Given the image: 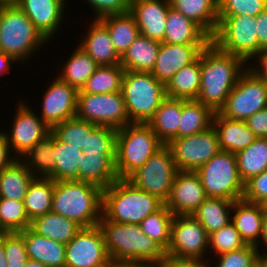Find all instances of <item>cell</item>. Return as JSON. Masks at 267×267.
Segmentation results:
<instances>
[{
    "label": "cell",
    "instance_id": "obj_1",
    "mask_svg": "<svg viewBox=\"0 0 267 267\" xmlns=\"http://www.w3.org/2000/svg\"><path fill=\"white\" fill-rule=\"evenodd\" d=\"M247 66L237 55L223 52L210 42L200 52L201 82L196 100L219 112Z\"/></svg>",
    "mask_w": 267,
    "mask_h": 267
},
{
    "label": "cell",
    "instance_id": "obj_55",
    "mask_svg": "<svg viewBox=\"0 0 267 267\" xmlns=\"http://www.w3.org/2000/svg\"><path fill=\"white\" fill-rule=\"evenodd\" d=\"M253 60L254 62L251 61L248 64V68L260 77L267 85V49H263Z\"/></svg>",
    "mask_w": 267,
    "mask_h": 267
},
{
    "label": "cell",
    "instance_id": "obj_16",
    "mask_svg": "<svg viewBox=\"0 0 267 267\" xmlns=\"http://www.w3.org/2000/svg\"><path fill=\"white\" fill-rule=\"evenodd\" d=\"M110 260L101 229L81 228L66 244L65 267H102Z\"/></svg>",
    "mask_w": 267,
    "mask_h": 267
},
{
    "label": "cell",
    "instance_id": "obj_30",
    "mask_svg": "<svg viewBox=\"0 0 267 267\" xmlns=\"http://www.w3.org/2000/svg\"><path fill=\"white\" fill-rule=\"evenodd\" d=\"M182 114V99H166L160 104L148 125L158 136L159 140L167 145L174 138H178V125Z\"/></svg>",
    "mask_w": 267,
    "mask_h": 267
},
{
    "label": "cell",
    "instance_id": "obj_57",
    "mask_svg": "<svg viewBox=\"0 0 267 267\" xmlns=\"http://www.w3.org/2000/svg\"><path fill=\"white\" fill-rule=\"evenodd\" d=\"M256 28L261 50L267 49V8L256 17Z\"/></svg>",
    "mask_w": 267,
    "mask_h": 267
},
{
    "label": "cell",
    "instance_id": "obj_56",
    "mask_svg": "<svg viewBox=\"0 0 267 267\" xmlns=\"http://www.w3.org/2000/svg\"><path fill=\"white\" fill-rule=\"evenodd\" d=\"M16 159L10 149L6 136L0 131V171L10 166Z\"/></svg>",
    "mask_w": 267,
    "mask_h": 267
},
{
    "label": "cell",
    "instance_id": "obj_24",
    "mask_svg": "<svg viewBox=\"0 0 267 267\" xmlns=\"http://www.w3.org/2000/svg\"><path fill=\"white\" fill-rule=\"evenodd\" d=\"M163 42L175 45H208L211 37L195 22L170 7Z\"/></svg>",
    "mask_w": 267,
    "mask_h": 267
},
{
    "label": "cell",
    "instance_id": "obj_66",
    "mask_svg": "<svg viewBox=\"0 0 267 267\" xmlns=\"http://www.w3.org/2000/svg\"><path fill=\"white\" fill-rule=\"evenodd\" d=\"M102 267H118V262L116 261H109L106 265Z\"/></svg>",
    "mask_w": 267,
    "mask_h": 267
},
{
    "label": "cell",
    "instance_id": "obj_12",
    "mask_svg": "<svg viewBox=\"0 0 267 267\" xmlns=\"http://www.w3.org/2000/svg\"><path fill=\"white\" fill-rule=\"evenodd\" d=\"M75 117L97 126L115 129L131 123L121 91L105 94L78 93Z\"/></svg>",
    "mask_w": 267,
    "mask_h": 267
},
{
    "label": "cell",
    "instance_id": "obj_44",
    "mask_svg": "<svg viewBox=\"0 0 267 267\" xmlns=\"http://www.w3.org/2000/svg\"><path fill=\"white\" fill-rule=\"evenodd\" d=\"M96 127L97 125L92 122L74 117L55 125L51 129V133L62 143L71 144L83 150V147L86 146L87 135Z\"/></svg>",
    "mask_w": 267,
    "mask_h": 267
},
{
    "label": "cell",
    "instance_id": "obj_3",
    "mask_svg": "<svg viewBox=\"0 0 267 267\" xmlns=\"http://www.w3.org/2000/svg\"><path fill=\"white\" fill-rule=\"evenodd\" d=\"M103 190L78 180L54 181L52 212L73 220L82 228L98 225L102 216Z\"/></svg>",
    "mask_w": 267,
    "mask_h": 267
},
{
    "label": "cell",
    "instance_id": "obj_63",
    "mask_svg": "<svg viewBox=\"0 0 267 267\" xmlns=\"http://www.w3.org/2000/svg\"><path fill=\"white\" fill-rule=\"evenodd\" d=\"M24 267H47V266L40 263L39 261L28 259Z\"/></svg>",
    "mask_w": 267,
    "mask_h": 267
},
{
    "label": "cell",
    "instance_id": "obj_38",
    "mask_svg": "<svg viewBox=\"0 0 267 267\" xmlns=\"http://www.w3.org/2000/svg\"><path fill=\"white\" fill-rule=\"evenodd\" d=\"M214 112L197 100L182 99V114L178 125V138L206 131L212 126Z\"/></svg>",
    "mask_w": 267,
    "mask_h": 267
},
{
    "label": "cell",
    "instance_id": "obj_14",
    "mask_svg": "<svg viewBox=\"0 0 267 267\" xmlns=\"http://www.w3.org/2000/svg\"><path fill=\"white\" fill-rule=\"evenodd\" d=\"M179 171H196L221 151L213 126L206 131L182 138H174L166 145Z\"/></svg>",
    "mask_w": 267,
    "mask_h": 267
},
{
    "label": "cell",
    "instance_id": "obj_50",
    "mask_svg": "<svg viewBox=\"0 0 267 267\" xmlns=\"http://www.w3.org/2000/svg\"><path fill=\"white\" fill-rule=\"evenodd\" d=\"M267 8V0H218V16L256 17Z\"/></svg>",
    "mask_w": 267,
    "mask_h": 267
},
{
    "label": "cell",
    "instance_id": "obj_32",
    "mask_svg": "<svg viewBox=\"0 0 267 267\" xmlns=\"http://www.w3.org/2000/svg\"><path fill=\"white\" fill-rule=\"evenodd\" d=\"M30 228L41 236L66 245L82 227L73 220L51 211L32 220Z\"/></svg>",
    "mask_w": 267,
    "mask_h": 267
},
{
    "label": "cell",
    "instance_id": "obj_35",
    "mask_svg": "<svg viewBox=\"0 0 267 267\" xmlns=\"http://www.w3.org/2000/svg\"><path fill=\"white\" fill-rule=\"evenodd\" d=\"M35 176L20 160L0 171V198L24 201L28 186Z\"/></svg>",
    "mask_w": 267,
    "mask_h": 267
},
{
    "label": "cell",
    "instance_id": "obj_23",
    "mask_svg": "<svg viewBox=\"0 0 267 267\" xmlns=\"http://www.w3.org/2000/svg\"><path fill=\"white\" fill-rule=\"evenodd\" d=\"M212 126L217 132L221 151L236 154L257 139L245 121L229 119L219 112L214 113Z\"/></svg>",
    "mask_w": 267,
    "mask_h": 267
},
{
    "label": "cell",
    "instance_id": "obj_4",
    "mask_svg": "<svg viewBox=\"0 0 267 267\" xmlns=\"http://www.w3.org/2000/svg\"><path fill=\"white\" fill-rule=\"evenodd\" d=\"M164 203L156 196L135 187L129 180L118 178L103 190L102 215L120 224H140Z\"/></svg>",
    "mask_w": 267,
    "mask_h": 267
},
{
    "label": "cell",
    "instance_id": "obj_39",
    "mask_svg": "<svg viewBox=\"0 0 267 267\" xmlns=\"http://www.w3.org/2000/svg\"><path fill=\"white\" fill-rule=\"evenodd\" d=\"M235 155L240 179L245 183L267 170V138L257 137L247 148Z\"/></svg>",
    "mask_w": 267,
    "mask_h": 267
},
{
    "label": "cell",
    "instance_id": "obj_37",
    "mask_svg": "<svg viewBox=\"0 0 267 267\" xmlns=\"http://www.w3.org/2000/svg\"><path fill=\"white\" fill-rule=\"evenodd\" d=\"M233 204L234 201L207 197L192 215L209 235L231 221Z\"/></svg>",
    "mask_w": 267,
    "mask_h": 267
},
{
    "label": "cell",
    "instance_id": "obj_58",
    "mask_svg": "<svg viewBox=\"0 0 267 267\" xmlns=\"http://www.w3.org/2000/svg\"><path fill=\"white\" fill-rule=\"evenodd\" d=\"M13 64H19L21 66L12 56L0 51V77L4 74H9L10 69H12L11 65L13 66Z\"/></svg>",
    "mask_w": 267,
    "mask_h": 267
},
{
    "label": "cell",
    "instance_id": "obj_36",
    "mask_svg": "<svg viewBox=\"0 0 267 267\" xmlns=\"http://www.w3.org/2000/svg\"><path fill=\"white\" fill-rule=\"evenodd\" d=\"M54 181L49 177H34L24 198V206L32 221L52 210Z\"/></svg>",
    "mask_w": 267,
    "mask_h": 267
},
{
    "label": "cell",
    "instance_id": "obj_43",
    "mask_svg": "<svg viewBox=\"0 0 267 267\" xmlns=\"http://www.w3.org/2000/svg\"><path fill=\"white\" fill-rule=\"evenodd\" d=\"M173 217V213L163 205L155 213L148 215L139 225L145 235L156 241L166 251L170 243Z\"/></svg>",
    "mask_w": 267,
    "mask_h": 267
},
{
    "label": "cell",
    "instance_id": "obj_52",
    "mask_svg": "<svg viewBox=\"0 0 267 267\" xmlns=\"http://www.w3.org/2000/svg\"><path fill=\"white\" fill-rule=\"evenodd\" d=\"M267 197V170L251 177L244 183L243 200L251 203H260Z\"/></svg>",
    "mask_w": 267,
    "mask_h": 267
},
{
    "label": "cell",
    "instance_id": "obj_42",
    "mask_svg": "<svg viewBox=\"0 0 267 267\" xmlns=\"http://www.w3.org/2000/svg\"><path fill=\"white\" fill-rule=\"evenodd\" d=\"M125 70L120 64L98 66L78 93L105 94L120 92Z\"/></svg>",
    "mask_w": 267,
    "mask_h": 267
},
{
    "label": "cell",
    "instance_id": "obj_13",
    "mask_svg": "<svg viewBox=\"0 0 267 267\" xmlns=\"http://www.w3.org/2000/svg\"><path fill=\"white\" fill-rule=\"evenodd\" d=\"M17 98L18 103L15 104L16 111L13 112V121L8 127V132L2 131L6 136L7 142L13 155L20 159L25 155L36 143L44 139L51 133V129L43 122L37 113L38 109H34L29 105L27 100ZM27 102V103H26ZM37 110V111H35ZM37 112V113H36Z\"/></svg>",
    "mask_w": 267,
    "mask_h": 267
},
{
    "label": "cell",
    "instance_id": "obj_20",
    "mask_svg": "<svg viewBox=\"0 0 267 267\" xmlns=\"http://www.w3.org/2000/svg\"><path fill=\"white\" fill-rule=\"evenodd\" d=\"M170 7L169 0H132L129 13L137 23L139 34L162 43Z\"/></svg>",
    "mask_w": 267,
    "mask_h": 267
},
{
    "label": "cell",
    "instance_id": "obj_51",
    "mask_svg": "<svg viewBox=\"0 0 267 267\" xmlns=\"http://www.w3.org/2000/svg\"><path fill=\"white\" fill-rule=\"evenodd\" d=\"M94 13L93 19L107 15L124 14L129 12L132 0H85ZM84 2V0H83Z\"/></svg>",
    "mask_w": 267,
    "mask_h": 267
},
{
    "label": "cell",
    "instance_id": "obj_2",
    "mask_svg": "<svg viewBox=\"0 0 267 267\" xmlns=\"http://www.w3.org/2000/svg\"><path fill=\"white\" fill-rule=\"evenodd\" d=\"M98 227L111 261L161 262L165 258V250L145 235L138 224H120L102 215Z\"/></svg>",
    "mask_w": 267,
    "mask_h": 267
},
{
    "label": "cell",
    "instance_id": "obj_49",
    "mask_svg": "<svg viewBox=\"0 0 267 267\" xmlns=\"http://www.w3.org/2000/svg\"><path fill=\"white\" fill-rule=\"evenodd\" d=\"M259 255L258 249L254 245L247 244L241 249L215 256L214 260L213 258L209 259V263L211 267H249ZM212 262L213 265H211Z\"/></svg>",
    "mask_w": 267,
    "mask_h": 267
},
{
    "label": "cell",
    "instance_id": "obj_9",
    "mask_svg": "<svg viewBox=\"0 0 267 267\" xmlns=\"http://www.w3.org/2000/svg\"><path fill=\"white\" fill-rule=\"evenodd\" d=\"M207 197L238 201L243 198L244 182L240 179L236 155L220 151L195 171Z\"/></svg>",
    "mask_w": 267,
    "mask_h": 267
},
{
    "label": "cell",
    "instance_id": "obj_27",
    "mask_svg": "<svg viewBox=\"0 0 267 267\" xmlns=\"http://www.w3.org/2000/svg\"><path fill=\"white\" fill-rule=\"evenodd\" d=\"M23 238L28 258L47 267H65L66 245L34 232L30 227L19 232Z\"/></svg>",
    "mask_w": 267,
    "mask_h": 267
},
{
    "label": "cell",
    "instance_id": "obj_5",
    "mask_svg": "<svg viewBox=\"0 0 267 267\" xmlns=\"http://www.w3.org/2000/svg\"><path fill=\"white\" fill-rule=\"evenodd\" d=\"M49 42L16 5L0 6V51L27 64ZM36 53V54H35ZM28 60V61H27ZM25 62V63H24Z\"/></svg>",
    "mask_w": 267,
    "mask_h": 267
},
{
    "label": "cell",
    "instance_id": "obj_25",
    "mask_svg": "<svg viewBox=\"0 0 267 267\" xmlns=\"http://www.w3.org/2000/svg\"><path fill=\"white\" fill-rule=\"evenodd\" d=\"M115 159L116 154H84L78 169V181L106 189L118 179Z\"/></svg>",
    "mask_w": 267,
    "mask_h": 267
},
{
    "label": "cell",
    "instance_id": "obj_59",
    "mask_svg": "<svg viewBox=\"0 0 267 267\" xmlns=\"http://www.w3.org/2000/svg\"><path fill=\"white\" fill-rule=\"evenodd\" d=\"M255 247L258 249V252H259L260 255L267 256V214H265V218H264V222H263V227H262V234H261L260 240L255 245ZM259 248H262V250L259 249Z\"/></svg>",
    "mask_w": 267,
    "mask_h": 267
},
{
    "label": "cell",
    "instance_id": "obj_54",
    "mask_svg": "<svg viewBox=\"0 0 267 267\" xmlns=\"http://www.w3.org/2000/svg\"><path fill=\"white\" fill-rule=\"evenodd\" d=\"M160 263L162 267H211L209 260L199 258H178L167 254Z\"/></svg>",
    "mask_w": 267,
    "mask_h": 267
},
{
    "label": "cell",
    "instance_id": "obj_65",
    "mask_svg": "<svg viewBox=\"0 0 267 267\" xmlns=\"http://www.w3.org/2000/svg\"><path fill=\"white\" fill-rule=\"evenodd\" d=\"M259 204L262 208V211L267 214V197L264 198Z\"/></svg>",
    "mask_w": 267,
    "mask_h": 267
},
{
    "label": "cell",
    "instance_id": "obj_10",
    "mask_svg": "<svg viewBox=\"0 0 267 267\" xmlns=\"http://www.w3.org/2000/svg\"><path fill=\"white\" fill-rule=\"evenodd\" d=\"M177 169L170 149L164 145L128 178L135 187L156 196L164 204L168 200Z\"/></svg>",
    "mask_w": 267,
    "mask_h": 267
},
{
    "label": "cell",
    "instance_id": "obj_6",
    "mask_svg": "<svg viewBox=\"0 0 267 267\" xmlns=\"http://www.w3.org/2000/svg\"><path fill=\"white\" fill-rule=\"evenodd\" d=\"M163 146L147 123H130L117 129L115 166L118 178L127 179Z\"/></svg>",
    "mask_w": 267,
    "mask_h": 267
},
{
    "label": "cell",
    "instance_id": "obj_40",
    "mask_svg": "<svg viewBox=\"0 0 267 267\" xmlns=\"http://www.w3.org/2000/svg\"><path fill=\"white\" fill-rule=\"evenodd\" d=\"M55 136L50 133L36 143L20 160L35 177H49L54 171Z\"/></svg>",
    "mask_w": 267,
    "mask_h": 267
},
{
    "label": "cell",
    "instance_id": "obj_34",
    "mask_svg": "<svg viewBox=\"0 0 267 267\" xmlns=\"http://www.w3.org/2000/svg\"><path fill=\"white\" fill-rule=\"evenodd\" d=\"M108 30L114 49L122 57L139 35L134 17L129 13L107 15L98 19Z\"/></svg>",
    "mask_w": 267,
    "mask_h": 267
},
{
    "label": "cell",
    "instance_id": "obj_46",
    "mask_svg": "<svg viewBox=\"0 0 267 267\" xmlns=\"http://www.w3.org/2000/svg\"><path fill=\"white\" fill-rule=\"evenodd\" d=\"M246 245L235 225L230 221L223 228L209 234L208 260L209 258L212 259V256L215 257L226 252L238 250ZM211 252L212 254L210 255Z\"/></svg>",
    "mask_w": 267,
    "mask_h": 267
},
{
    "label": "cell",
    "instance_id": "obj_8",
    "mask_svg": "<svg viewBox=\"0 0 267 267\" xmlns=\"http://www.w3.org/2000/svg\"><path fill=\"white\" fill-rule=\"evenodd\" d=\"M256 24V18L249 15L218 16L211 42L223 52L237 55L249 64L262 51Z\"/></svg>",
    "mask_w": 267,
    "mask_h": 267
},
{
    "label": "cell",
    "instance_id": "obj_28",
    "mask_svg": "<svg viewBox=\"0 0 267 267\" xmlns=\"http://www.w3.org/2000/svg\"><path fill=\"white\" fill-rule=\"evenodd\" d=\"M160 42L139 34L121 57L125 71L152 72L159 52Z\"/></svg>",
    "mask_w": 267,
    "mask_h": 267
},
{
    "label": "cell",
    "instance_id": "obj_60",
    "mask_svg": "<svg viewBox=\"0 0 267 267\" xmlns=\"http://www.w3.org/2000/svg\"><path fill=\"white\" fill-rule=\"evenodd\" d=\"M118 267H162L160 262L118 261Z\"/></svg>",
    "mask_w": 267,
    "mask_h": 267
},
{
    "label": "cell",
    "instance_id": "obj_17",
    "mask_svg": "<svg viewBox=\"0 0 267 267\" xmlns=\"http://www.w3.org/2000/svg\"><path fill=\"white\" fill-rule=\"evenodd\" d=\"M42 95L39 117L52 129L55 125L75 117L78 90L57 75Z\"/></svg>",
    "mask_w": 267,
    "mask_h": 267
},
{
    "label": "cell",
    "instance_id": "obj_21",
    "mask_svg": "<svg viewBox=\"0 0 267 267\" xmlns=\"http://www.w3.org/2000/svg\"><path fill=\"white\" fill-rule=\"evenodd\" d=\"M207 45L169 44L162 42L159 47L152 75L165 86L173 75L193 63Z\"/></svg>",
    "mask_w": 267,
    "mask_h": 267
},
{
    "label": "cell",
    "instance_id": "obj_47",
    "mask_svg": "<svg viewBox=\"0 0 267 267\" xmlns=\"http://www.w3.org/2000/svg\"><path fill=\"white\" fill-rule=\"evenodd\" d=\"M117 129L97 126L87 135L83 154H116Z\"/></svg>",
    "mask_w": 267,
    "mask_h": 267
},
{
    "label": "cell",
    "instance_id": "obj_53",
    "mask_svg": "<svg viewBox=\"0 0 267 267\" xmlns=\"http://www.w3.org/2000/svg\"><path fill=\"white\" fill-rule=\"evenodd\" d=\"M245 122L257 137L267 138V107L254 113Z\"/></svg>",
    "mask_w": 267,
    "mask_h": 267
},
{
    "label": "cell",
    "instance_id": "obj_31",
    "mask_svg": "<svg viewBox=\"0 0 267 267\" xmlns=\"http://www.w3.org/2000/svg\"><path fill=\"white\" fill-rule=\"evenodd\" d=\"M64 62L63 60L61 62L63 65L58 63V66L62 67L56 75L58 74L57 76L61 80L78 91L82 89L98 67L96 62L78 45L74 47V50Z\"/></svg>",
    "mask_w": 267,
    "mask_h": 267
},
{
    "label": "cell",
    "instance_id": "obj_48",
    "mask_svg": "<svg viewBox=\"0 0 267 267\" xmlns=\"http://www.w3.org/2000/svg\"><path fill=\"white\" fill-rule=\"evenodd\" d=\"M8 267H24L28 258L24 238L19 232L0 234Z\"/></svg>",
    "mask_w": 267,
    "mask_h": 267
},
{
    "label": "cell",
    "instance_id": "obj_18",
    "mask_svg": "<svg viewBox=\"0 0 267 267\" xmlns=\"http://www.w3.org/2000/svg\"><path fill=\"white\" fill-rule=\"evenodd\" d=\"M66 0H17L16 6L19 7L26 16L32 21L35 28L41 35L51 43V39L59 36V27L67 19L65 12L68 9ZM58 35H57V33ZM56 34V35H55Z\"/></svg>",
    "mask_w": 267,
    "mask_h": 267
},
{
    "label": "cell",
    "instance_id": "obj_15",
    "mask_svg": "<svg viewBox=\"0 0 267 267\" xmlns=\"http://www.w3.org/2000/svg\"><path fill=\"white\" fill-rule=\"evenodd\" d=\"M209 235L193 215H174L167 255L208 260Z\"/></svg>",
    "mask_w": 267,
    "mask_h": 267
},
{
    "label": "cell",
    "instance_id": "obj_33",
    "mask_svg": "<svg viewBox=\"0 0 267 267\" xmlns=\"http://www.w3.org/2000/svg\"><path fill=\"white\" fill-rule=\"evenodd\" d=\"M200 55L188 66L176 72L165 86L166 96L172 99L196 100L200 91Z\"/></svg>",
    "mask_w": 267,
    "mask_h": 267
},
{
    "label": "cell",
    "instance_id": "obj_41",
    "mask_svg": "<svg viewBox=\"0 0 267 267\" xmlns=\"http://www.w3.org/2000/svg\"><path fill=\"white\" fill-rule=\"evenodd\" d=\"M83 155L80 147L64 144L55 137V166L49 178L53 181L78 180V169Z\"/></svg>",
    "mask_w": 267,
    "mask_h": 267
},
{
    "label": "cell",
    "instance_id": "obj_7",
    "mask_svg": "<svg viewBox=\"0 0 267 267\" xmlns=\"http://www.w3.org/2000/svg\"><path fill=\"white\" fill-rule=\"evenodd\" d=\"M121 93L131 123H148L167 97L165 85L151 72L125 71Z\"/></svg>",
    "mask_w": 267,
    "mask_h": 267
},
{
    "label": "cell",
    "instance_id": "obj_45",
    "mask_svg": "<svg viewBox=\"0 0 267 267\" xmlns=\"http://www.w3.org/2000/svg\"><path fill=\"white\" fill-rule=\"evenodd\" d=\"M24 201L0 198V234L20 232L30 227Z\"/></svg>",
    "mask_w": 267,
    "mask_h": 267
},
{
    "label": "cell",
    "instance_id": "obj_11",
    "mask_svg": "<svg viewBox=\"0 0 267 267\" xmlns=\"http://www.w3.org/2000/svg\"><path fill=\"white\" fill-rule=\"evenodd\" d=\"M267 107V85L251 69L240 75L219 113L229 119L245 121Z\"/></svg>",
    "mask_w": 267,
    "mask_h": 267
},
{
    "label": "cell",
    "instance_id": "obj_61",
    "mask_svg": "<svg viewBox=\"0 0 267 267\" xmlns=\"http://www.w3.org/2000/svg\"><path fill=\"white\" fill-rule=\"evenodd\" d=\"M249 267H267V256L259 255Z\"/></svg>",
    "mask_w": 267,
    "mask_h": 267
},
{
    "label": "cell",
    "instance_id": "obj_19",
    "mask_svg": "<svg viewBox=\"0 0 267 267\" xmlns=\"http://www.w3.org/2000/svg\"><path fill=\"white\" fill-rule=\"evenodd\" d=\"M207 198L195 171H178L165 206L173 215H192Z\"/></svg>",
    "mask_w": 267,
    "mask_h": 267
},
{
    "label": "cell",
    "instance_id": "obj_22",
    "mask_svg": "<svg viewBox=\"0 0 267 267\" xmlns=\"http://www.w3.org/2000/svg\"><path fill=\"white\" fill-rule=\"evenodd\" d=\"M91 22L92 23H88L90 25H86L88 30H85V36L82 35V39L79 40L80 43H77V45L83 49L98 66L120 64L121 57L114 49L107 28L98 19H91Z\"/></svg>",
    "mask_w": 267,
    "mask_h": 267
},
{
    "label": "cell",
    "instance_id": "obj_64",
    "mask_svg": "<svg viewBox=\"0 0 267 267\" xmlns=\"http://www.w3.org/2000/svg\"><path fill=\"white\" fill-rule=\"evenodd\" d=\"M17 0H0V6L15 5Z\"/></svg>",
    "mask_w": 267,
    "mask_h": 267
},
{
    "label": "cell",
    "instance_id": "obj_26",
    "mask_svg": "<svg viewBox=\"0 0 267 267\" xmlns=\"http://www.w3.org/2000/svg\"><path fill=\"white\" fill-rule=\"evenodd\" d=\"M265 213L260 204L243 199L234 201L231 222L246 244L256 245L262 234Z\"/></svg>",
    "mask_w": 267,
    "mask_h": 267
},
{
    "label": "cell",
    "instance_id": "obj_62",
    "mask_svg": "<svg viewBox=\"0 0 267 267\" xmlns=\"http://www.w3.org/2000/svg\"><path fill=\"white\" fill-rule=\"evenodd\" d=\"M0 267H8L7 258L5 257L4 246L1 239H0Z\"/></svg>",
    "mask_w": 267,
    "mask_h": 267
},
{
    "label": "cell",
    "instance_id": "obj_29",
    "mask_svg": "<svg viewBox=\"0 0 267 267\" xmlns=\"http://www.w3.org/2000/svg\"><path fill=\"white\" fill-rule=\"evenodd\" d=\"M170 6L199 25L210 37L218 25V0H169Z\"/></svg>",
    "mask_w": 267,
    "mask_h": 267
}]
</instances>
